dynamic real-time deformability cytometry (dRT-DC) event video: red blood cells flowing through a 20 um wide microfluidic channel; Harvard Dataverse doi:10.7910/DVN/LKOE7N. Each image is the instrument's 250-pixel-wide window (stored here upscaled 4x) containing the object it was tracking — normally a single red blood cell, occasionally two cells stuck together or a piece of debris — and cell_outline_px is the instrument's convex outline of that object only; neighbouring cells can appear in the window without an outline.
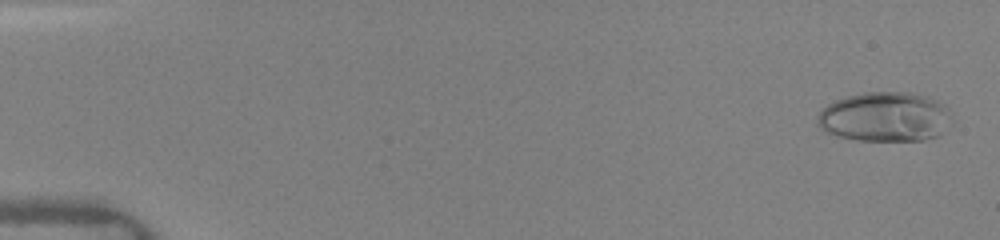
{"species": "human", "species_latin": "Homo sapiens", "temperature_condition": "warm", "stored_images_in_passage": 20, "camera_frame_rate_fps": 3000, "um_per_image_px": 0.085, "donor": {"sex": "female"}, "frame": {"image": 1, "passage_image": 1, "time_ms": 0.0, "image_size_px": [1000, 240], "cell_outline_px": [[948, 112], [944, 128], [936, 136], [924, 140], [856, 140], [824, 132], [816, 124], [816, 116], [828, 104], [836, 100], [848, 96], [864, 92], [908, 92], [928, 96], [944, 104], [948, 108]], "centroid_in_image_um": [75.14, 9.92], "position_along_channel_um": 9.9, "area_um2": 38.44}}
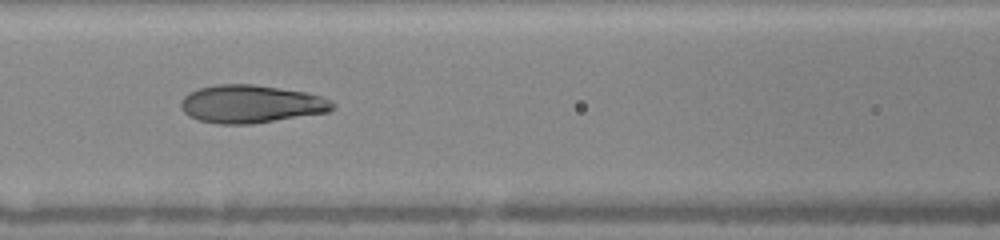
{"frame": {"image": 2, "passage_image": 11, "time_ms": 7.0, "image_size_px": [1000, 240], "cell_outline_px": [[336, 104], [328, 112], [252, 124], [220, 124], [200, 120], [188, 116], [180, 108], [180, 100], [184, 96], [196, 88], [216, 84], [252, 84], [308, 92], [332, 100]], "centroid_in_image_um": [21.32, 8.83], "position_along_channel_um": 145.3, "area_um2": 33.76}}
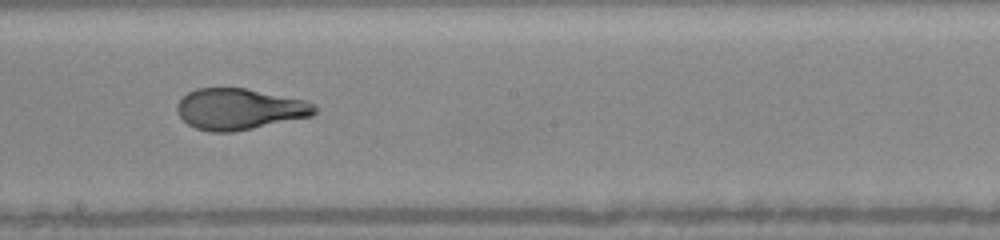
{"frame": {"image": 3, "passage_image": 18, "time_ms": 9.0, "image_size_px": [1000, 240], "cell_outline_px": [[316, 112], [312, 116], [232, 132], [212, 132], [196, 128], [188, 124], [180, 116], [176, 108], [180, 100], [188, 92], [196, 88], [244, 88], [304, 100], [316, 104]], "centroid_in_image_um": [20.35, 9.27], "position_along_channel_um": 227.9, "area_um2": 32.66}}